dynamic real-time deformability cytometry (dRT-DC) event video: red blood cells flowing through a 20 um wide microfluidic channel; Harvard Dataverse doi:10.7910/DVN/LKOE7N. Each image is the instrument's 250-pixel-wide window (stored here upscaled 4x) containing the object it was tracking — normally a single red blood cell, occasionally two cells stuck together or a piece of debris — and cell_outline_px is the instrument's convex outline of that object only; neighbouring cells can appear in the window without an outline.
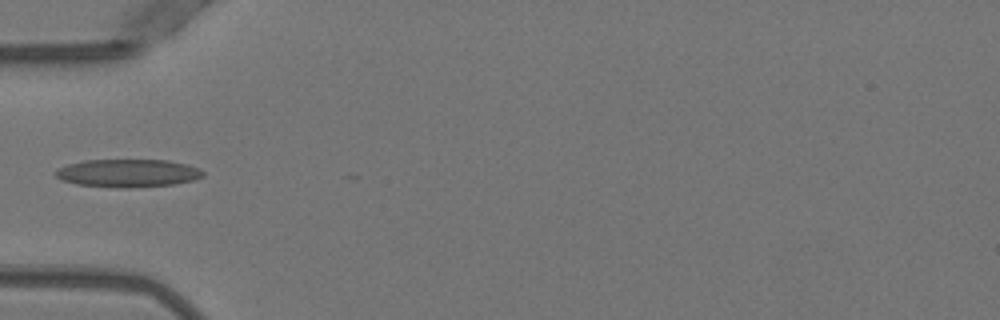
{"species": "Egyptian fruit bat (a non-hibernating species)", "species_latin": "Rousettus aegyptiacus", "temperature_condition": "warm", "stored_images_in_passage": 32, "camera_frame_rate_fps": 3000, "um_per_image_px": 0.085, "animal": {"sex": "female"}, "frame": {"image": 1, "passage_image": 1, "time_ms": 0.0, "image_size_px": [1000, 320], "cell_outline_px": [[204, 176], [196, 180], [176, 184], [128, 188], [116, 188], [76, 184], [60, 180], [56, 176], [56, 168], [68, 164], [84, 160], [168, 160], [188, 164], [200, 168], [204, 172]], "centroid_in_image_um": [10.9, 14.72], "position_along_channel_um": 74.1, "area_um2": 24.39}}
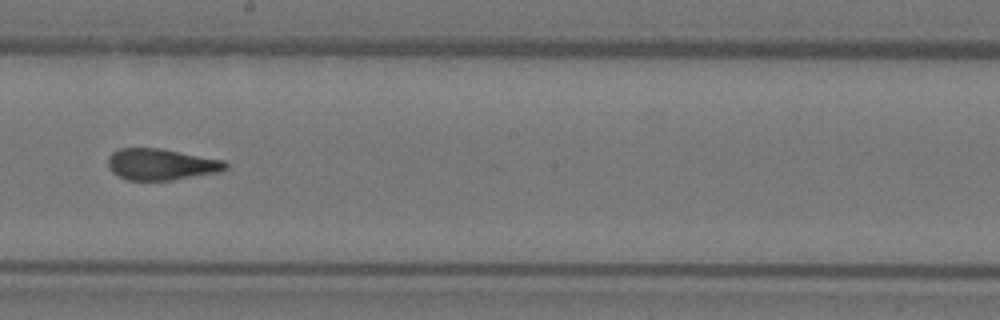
{"frame": {"image": 2, "passage_image": 13, "time_ms": 4.0, "image_size_px": [1000, 320], "cell_outline_px": [[228, 168], [220, 172], [172, 180], [128, 180], [112, 172], [108, 168], [108, 156], [112, 152], [120, 148], [160, 148], [224, 160], [228, 164]], "centroid_in_image_um": [13.71, 13.97], "position_along_channel_um": 234.5, "area_um2": 21.56}}
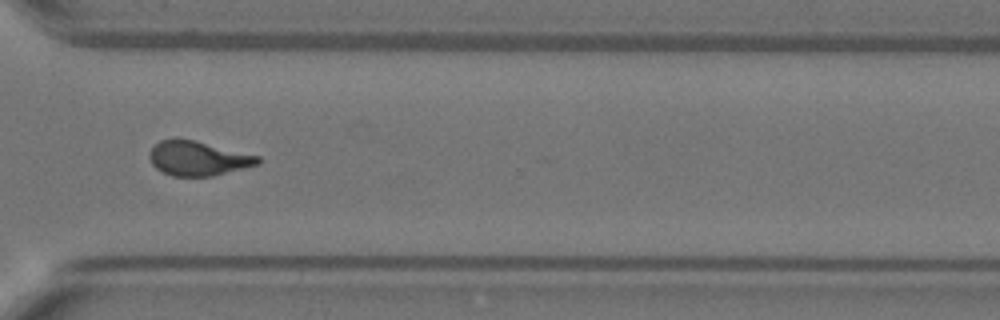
{"frame": {"image": 3, "passage_image": 22, "time_ms": 7.0, "image_size_px": [1000, 320], "cell_outline_px": [[260, 164], [212, 176], [172, 176], [156, 168], [152, 164], [148, 156], [148, 152], [160, 140], [196, 140], [260, 156]], "centroid_in_image_um": [16.85, 13.47], "position_along_channel_um": 353.8, "area_um2": 21.62}}